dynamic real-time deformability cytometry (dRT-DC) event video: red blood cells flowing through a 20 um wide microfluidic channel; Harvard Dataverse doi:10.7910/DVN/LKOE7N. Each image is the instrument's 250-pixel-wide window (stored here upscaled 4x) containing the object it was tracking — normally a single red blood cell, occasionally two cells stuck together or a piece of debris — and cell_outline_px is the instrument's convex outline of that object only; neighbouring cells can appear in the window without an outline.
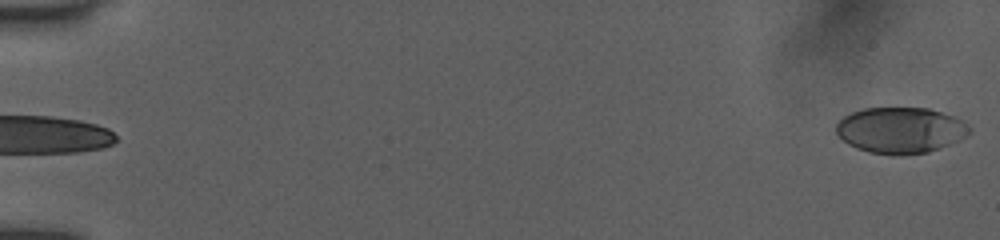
{"species": "human", "species_latin": "Homo sapiens", "temperature_condition": "room temperature", "stored_images_in_passage": 37, "camera_frame_rate_fps": 3000, "um_per_image_px": 0.085, "donor": {"sex": "female"}, "frame": {"image": 1, "passage_image": 1, "time_ms": 0.0, "image_size_px": [1000, 240], "cell_outline_px": [[972, 132], [960, 140], [928, 152], [900, 156], [892, 156], [868, 152], [856, 148], [848, 144], [836, 132], [836, 124], [844, 116], [852, 112], [864, 108], [928, 108], [952, 116], [960, 120], [972, 128]], "centroid_in_image_um": [76.54, 11.08], "position_along_channel_um": 8.5, "area_um2": 35.84}}
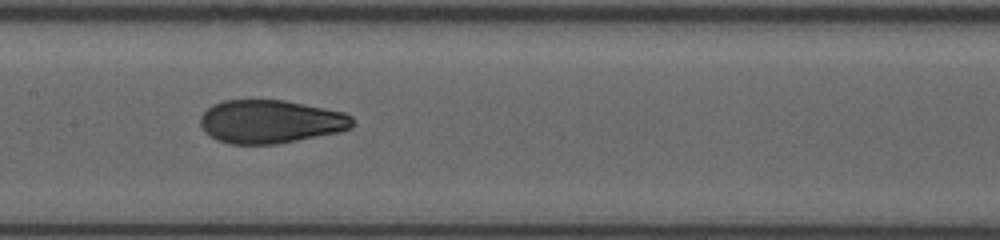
{"frame": {"image": 2, "passage_image": 22, "time_ms": 9.0, "image_size_px": [1000, 240], "cell_outline_px": [[356, 124], [352, 128], [336, 132], [276, 144], [232, 144], [216, 140], [204, 132], [200, 124], [200, 116], [212, 104], [224, 100], [284, 100], [344, 112], [352, 116]], "centroid_in_image_um": [22.98, 10.33], "position_along_channel_um": 184.4, "area_um2": 38.44}}
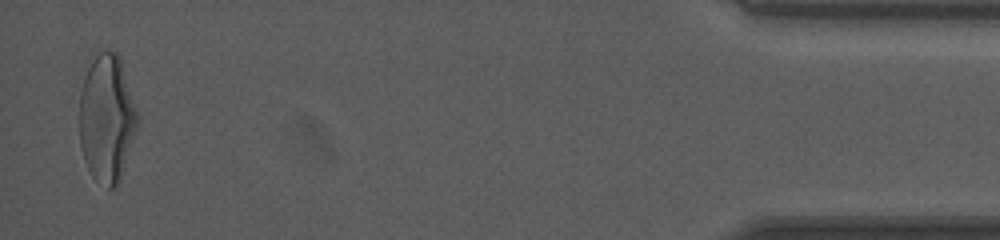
{"frame": {"image": 3, "passage_image": 37, "time_ms": 17.0, "image_size_px": [1000, 240], "cell_outline_px": [[140, 120], [120, 180], [112, 188], [108, 188], [92, 176], [84, 160], [80, 144], [80, 92], [84, 76], [92, 52], [116, 52], [120, 56], [140, 116]], "centroid_in_image_um": [9.09, 10.0], "position_along_channel_um": 426.1, "area_um2": 43.75}, "authors_computed_cell_mechanics": {"area_um2": 38.2636, "velocity_mm_per_s": 3.9789, "shape_relaxation_time_tau1_ms": 7.7952, "shape_relaxation_time_tau2_ms": 0.9675, "deformation_change_tau1": 0.2443, "deformation_change_tau2": 0.068}}